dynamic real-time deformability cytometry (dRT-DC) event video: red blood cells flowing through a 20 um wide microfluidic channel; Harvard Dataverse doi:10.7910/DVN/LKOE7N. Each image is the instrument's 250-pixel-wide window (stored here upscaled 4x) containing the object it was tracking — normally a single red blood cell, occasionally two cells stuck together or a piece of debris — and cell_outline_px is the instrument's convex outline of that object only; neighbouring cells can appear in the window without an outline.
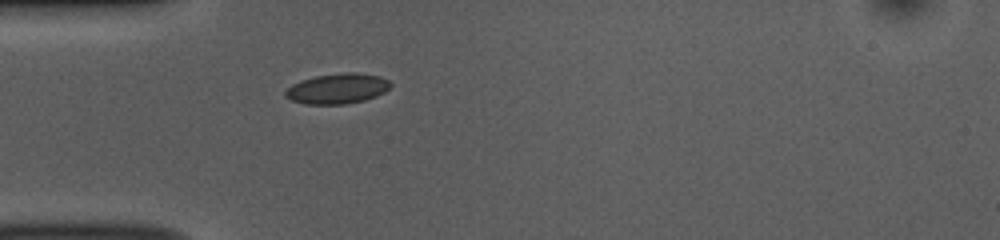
{"species": "common noctule bat (a hibernating species)", "species_latin": "Nyctalus noctula", "temperature_condition": "room temperature", "stored_images_in_passage": 7, "camera_frame_rate_fps": 3000, "um_per_image_px": 0.085, "animal": {"sex": "female", "body_mass_g": 10.0, "forearm_length_mm": 53.1}, "frame": {"image": 1, "passage_image": 1, "time_ms": 0.0, "image_size_px": [1000, 240], "cell_outline_px": [[392, 84], [384, 92], [376, 96], [364, 100], [344, 104], [304, 104], [292, 100], [284, 96], [284, 92], [292, 84], [300, 80], [316, 76], [344, 72], [356, 72], [380, 76], [388, 80]], "centroid_in_image_um": [28.66, 7.52], "position_along_channel_um": 56.3, "area_um2": 18.55}}
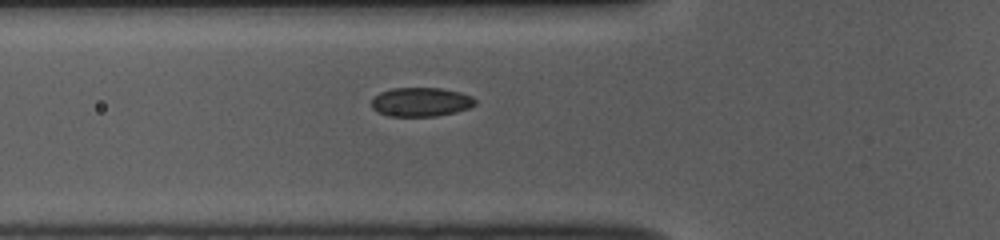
{"frame": {"image": 2, "passage_image": 4, "time_ms": 1.0, "image_size_px": [1000, 240], "cell_outline_px": [[476, 104], [468, 108], [456, 112], [436, 116], [388, 116], [376, 112], [372, 108], [372, 100], [380, 92], [392, 88], [440, 88], [460, 92], [472, 96], [476, 100]], "centroid_in_image_um": [35.78, 8.67], "position_along_channel_um": 90.0, "area_um2": 17.57}}
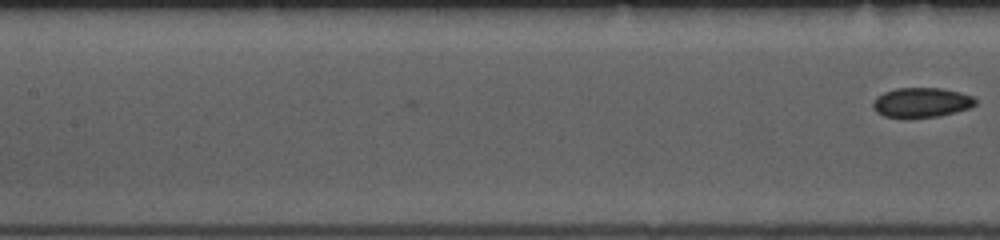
{"frame": {"image": 3, "passage_image": 7, "time_ms": 2.0, "image_size_px": [1000, 240], "cell_outline_px": [[976, 104], [968, 108], [956, 112], [940, 116], [884, 116], [876, 112], [872, 108], [872, 104], [876, 96], [884, 92], [896, 88], [940, 88], [960, 92], [972, 96], [976, 100]], "centroid_in_image_um": [78.31, 8.69], "position_along_channel_um": 129.1, "area_um2": 17.46}}